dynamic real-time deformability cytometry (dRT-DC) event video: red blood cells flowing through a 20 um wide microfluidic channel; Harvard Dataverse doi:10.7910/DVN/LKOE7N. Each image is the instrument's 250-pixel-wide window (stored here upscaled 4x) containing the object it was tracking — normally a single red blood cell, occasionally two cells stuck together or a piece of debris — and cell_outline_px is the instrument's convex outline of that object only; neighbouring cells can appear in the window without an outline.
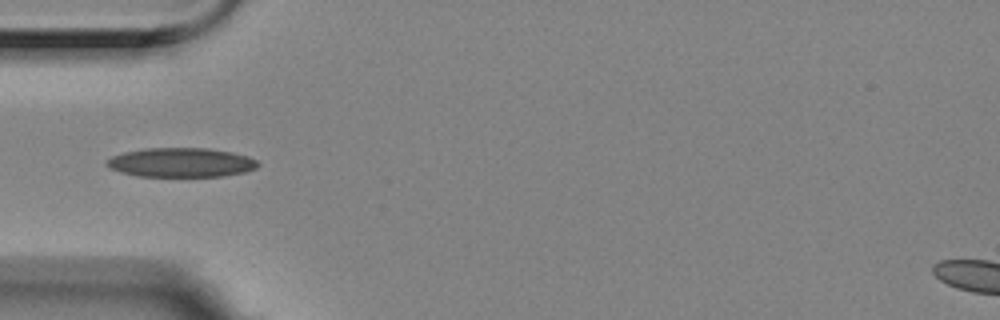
{"species": "Egyptian fruit bat (a non-hibernating species)", "species_latin": "Rousettus aegyptiacus", "temperature_condition": "room temperature", "stored_images_in_passage": 13, "camera_frame_rate_fps": 3000, "um_per_image_px": 0.085, "animal": {"sex": "female"}, "frame": {"image": 1, "passage_image": 1, "time_ms": 0.0, "image_size_px": [1000, 320], "cell_outline_px": [[260, 164], [256, 168], [244, 172], [224, 176], [136, 176], [120, 172], [108, 168], [104, 164], [112, 156], [124, 152], [144, 148], [208, 148], [232, 152], [248, 156], [256, 160]], "centroid_in_image_um": [15.37, 13.81], "position_along_channel_um": 69.6, "area_um2": 25.89}}
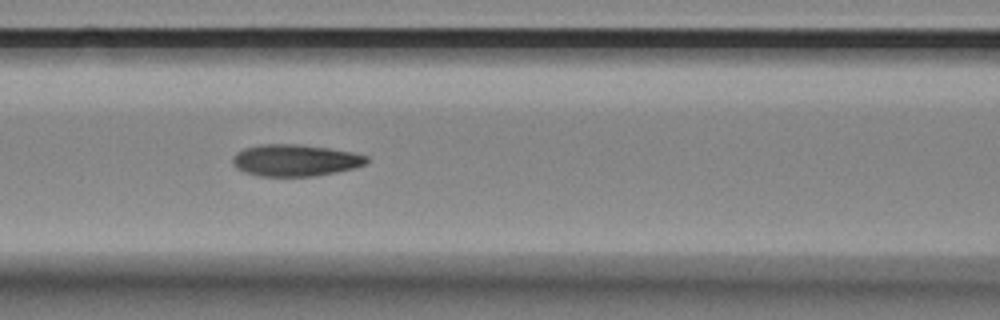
{"frame": {"image": 2, "passage_image": 7, "time_ms": 2.0, "image_size_px": [1000, 320], "cell_outline_px": [[368, 160], [364, 164], [352, 168], [336, 172], [316, 176], [260, 176], [244, 172], [236, 168], [232, 164], [232, 160], [236, 152], [244, 148], [260, 144], [300, 144], [328, 148], [352, 152], [368, 156]], "centroid_in_image_um": [25.05, 13.62], "position_along_channel_um": 141.5, "area_um2": 24.8}}
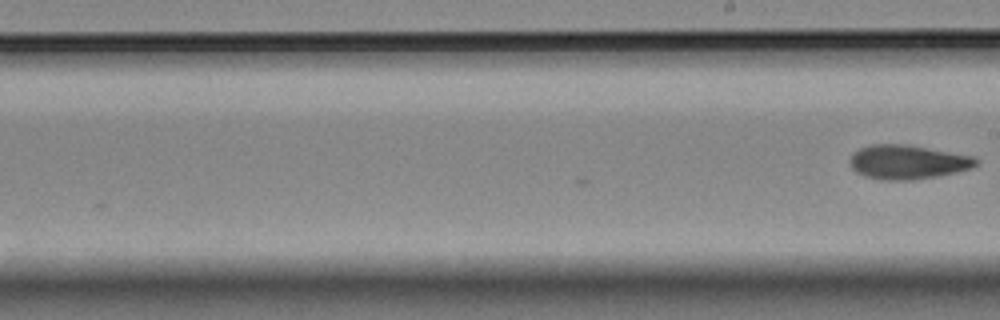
{"frame": {"image": 3, "passage_image": 13, "time_ms": 4.0, "image_size_px": [1000, 320], "cell_outline_px": [[980, 164], [972, 168], [956, 172], [936, 176], [912, 180], [880, 180], [864, 176], [856, 172], [852, 168], [848, 160], [860, 148], [872, 144], [908, 144], [976, 156], [980, 160]], "centroid_in_image_um": [77.2, 13.77], "position_along_channel_um": 211.8, "area_um2": 25.43}}